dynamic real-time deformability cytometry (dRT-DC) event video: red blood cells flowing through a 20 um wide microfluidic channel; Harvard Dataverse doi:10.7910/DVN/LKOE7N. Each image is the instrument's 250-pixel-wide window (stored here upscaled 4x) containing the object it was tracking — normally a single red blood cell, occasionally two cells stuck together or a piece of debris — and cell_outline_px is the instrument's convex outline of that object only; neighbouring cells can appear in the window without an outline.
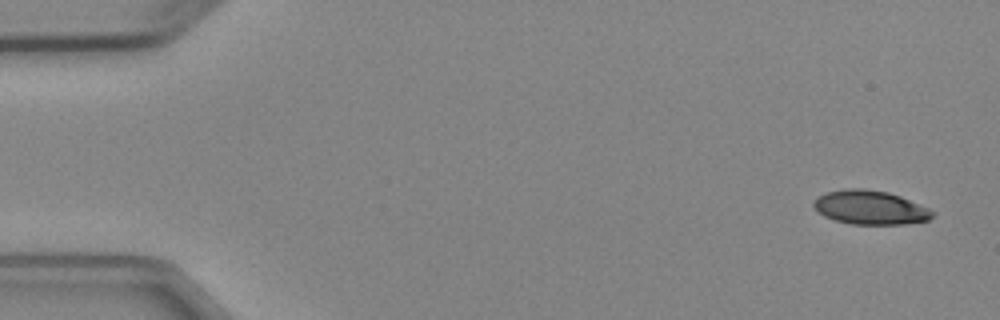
{"species": "Egyptian fruit bat (a non-hibernating species)", "species_latin": "Rousettus aegyptiacus", "temperature_condition": "cold", "stored_images_in_passage": 5, "camera_frame_rate_fps": 3000, "um_per_image_px": 0.085, "animal": {"sex": "female"}, "frame": {"image": 1, "passage_image": 1, "time_ms": 0.0, "image_size_px": [1000, 320], "cell_outline_px": [[936, 212], [928, 220], [904, 224], [852, 224], [836, 220], [824, 216], [812, 204], [820, 196], [828, 192], [844, 188], [864, 188], [888, 192], [900, 196], [928, 208]], "centroid_in_image_um": [73.99, 17.63], "position_along_channel_um": 11.0, "area_um2": 23.24}}
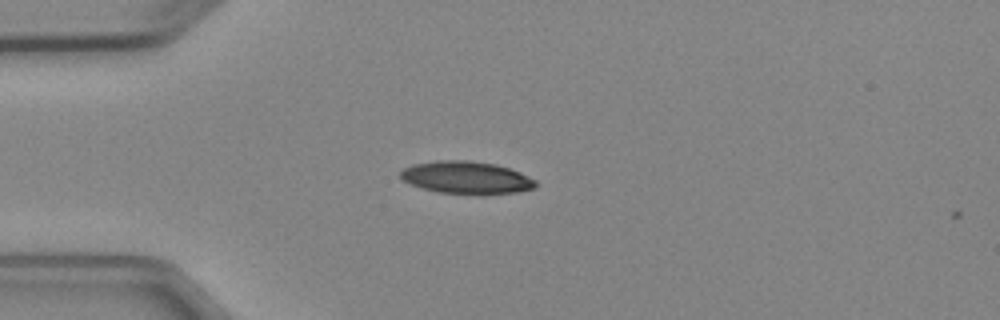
{"frame": {"image": 2, "passage_image": 4, "time_ms": 3.667, "image_size_px": [1000, 320], "cell_outline_px": [[536, 184], [532, 188], [516, 192], [440, 192], [424, 188], [412, 184], [404, 180], [400, 176], [400, 172], [404, 168], [412, 164], [436, 160], [468, 160], [496, 164], [520, 172], [536, 180]], "centroid_in_image_um": [39.61, 15.04], "position_along_channel_um": 45.4, "area_um2": 24.68}}